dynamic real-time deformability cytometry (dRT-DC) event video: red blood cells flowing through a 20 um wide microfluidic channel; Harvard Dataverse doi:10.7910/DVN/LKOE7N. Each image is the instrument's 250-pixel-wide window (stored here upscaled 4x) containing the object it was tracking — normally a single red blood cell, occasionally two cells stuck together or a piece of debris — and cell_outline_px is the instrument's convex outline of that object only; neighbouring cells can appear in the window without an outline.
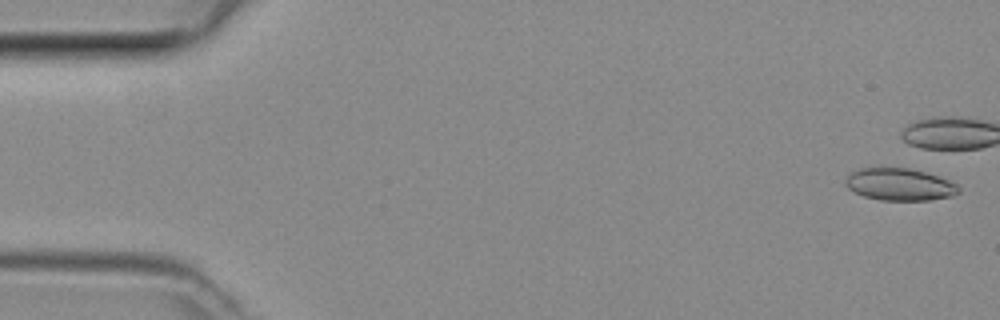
{"species": "common noctule bat (a hibernating species)", "species_latin": "Nyctalus noctula", "temperature_condition": "room temperature", "stored_images_in_passage": 6, "camera_frame_rate_fps": 3000, "um_per_image_px": 0.085, "animal": {"sex": "female", "body_mass_g": 29.2, "forearm_length_mm": 56.3}, "frame": {"image": 1, "passage_image": 1, "time_ms": 0.0, "image_size_px": [1000, 320], "cell_outline_px": [[960, 192], [952, 196], [928, 200], [880, 200], [864, 196], [848, 188], [844, 184], [844, 180], [852, 172], [860, 168], [880, 164], [908, 168], [924, 172], [948, 180], [956, 184], [960, 188]], "centroid_in_image_um": [76.41, 15.63], "position_along_channel_um": 8.6, "area_um2": 21.73}}